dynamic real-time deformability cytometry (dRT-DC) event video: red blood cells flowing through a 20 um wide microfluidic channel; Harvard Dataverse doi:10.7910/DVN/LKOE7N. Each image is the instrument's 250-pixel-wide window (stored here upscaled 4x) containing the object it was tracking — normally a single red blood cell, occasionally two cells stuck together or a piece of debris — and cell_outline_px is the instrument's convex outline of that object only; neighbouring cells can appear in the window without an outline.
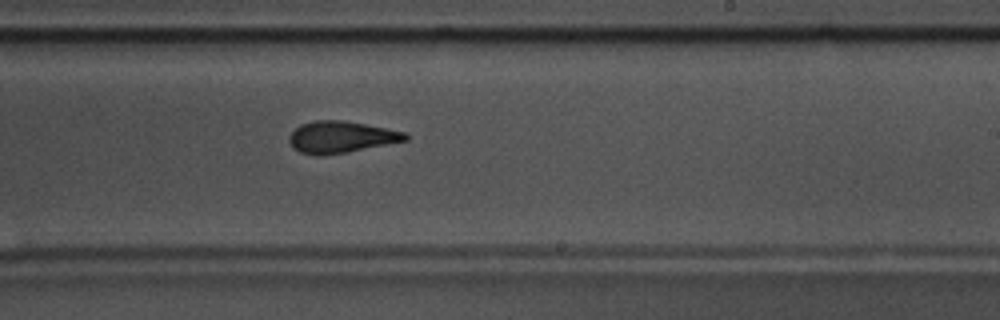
{"species": "common noctule bat (a hibernating species)", "species_latin": "Nyctalus noctula", "temperature_condition": "warm", "stored_images_in_passage": 40, "camera_frame_rate_fps": 3000, "um_per_image_px": 0.085, "animal": {"sex": "male", "body_mass_g": 17.5, "forearm_length_mm": 52.3}, "frame": {"image": 1, "passage_image": 18, "time_ms": 5.667, "image_size_px": [1000, 320], "cell_outline_px": [[408, 140], [348, 152], [300, 152], [292, 148], [288, 140], [288, 136], [300, 124], [316, 120], [344, 120], [408, 132]], "centroid_in_image_um": [29.04, 11.6], "position_along_channel_um": 260.0, "area_um2": 20.92}, "authors_computed_cell_mechanics": {"area_um2": 21.097, "velocity_mm_per_s": 3.6459, "shape_relaxation_time_tau1_ms": 4.9866, "shape_relaxation_time_tau2_ms": 3.3121, "deformation_change_tau1": 0.1867, "deformation_change_tau2": 0.1329}}